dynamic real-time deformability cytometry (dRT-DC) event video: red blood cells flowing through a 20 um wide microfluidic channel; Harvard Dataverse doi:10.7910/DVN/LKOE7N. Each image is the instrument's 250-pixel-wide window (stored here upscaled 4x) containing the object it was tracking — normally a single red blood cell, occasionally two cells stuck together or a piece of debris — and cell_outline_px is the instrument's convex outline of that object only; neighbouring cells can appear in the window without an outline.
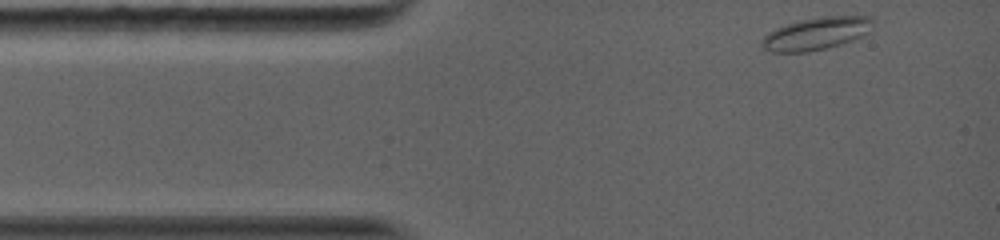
{"species": "common noctule bat (a hibernating species)", "species_latin": "Nyctalus noctula", "temperature_condition": "warm", "stored_images_in_passage": 38, "camera_frame_rate_fps": 5000, "um_per_image_px": 0.085, "animal": {"sex": "female", "body_mass_g": 19.0, "forearm_length_mm": 56.7}, "frame": {"image": 1, "passage_image": 1, "time_ms": 0.0, "image_size_px": [1000, 240], "cell_outline_px": [[872, 20], [868, 32], [852, 40], [840, 44], [808, 52], [772, 52], [764, 48], [760, 44], [760, 40], [768, 32], [776, 28], [800, 20], [824, 16], [872, 16]], "centroid_in_image_um": [69.33, 2.85], "position_along_channel_um": 15.7, "area_um2": 20.75}}
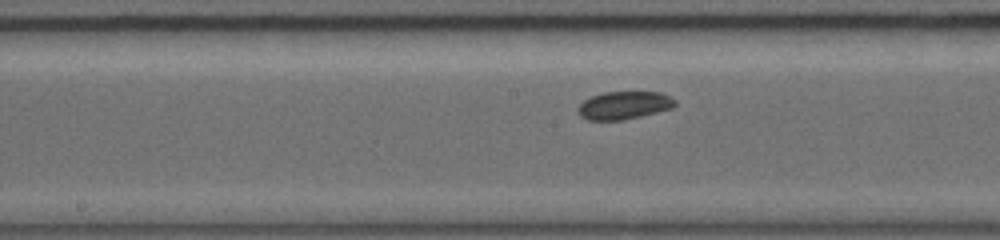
{"frame": {"image": 2, "passage_image": 18, "time_ms": 5.6, "image_size_px": [1000, 240], "cell_outline_px": [[676, 104], [672, 108], [624, 120], [588, 120], [580, 116], [576, 112], [576, 108], [584, 100], [592, 96], [604, 92], [660, 92], [676, 100]], "centroid_in_image_um": [53.0, 8.95], "position_along_channel_um": 195.2, "area_um2": 15.78}}
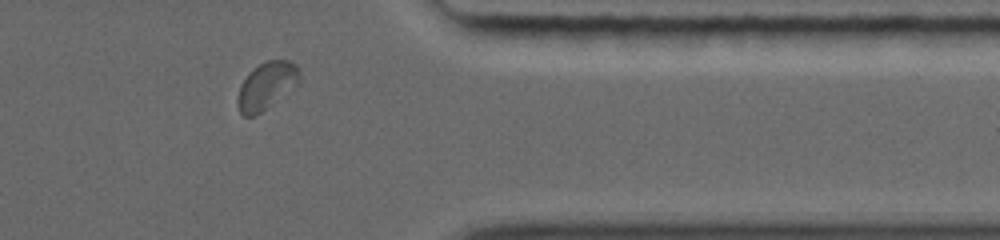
{"frame": {"image": 3, "passage_image": 33, "time_ms": 10.6, "image_size_px": [1000, 240], "cell_outline_px": [[300, 80], [296, 84], [260, 112], [252, 116], [244, 116], [240, 112], [236, 104], [236, 100], [240, 84], [260, 64], [268, 60], [288, 60], [296, 64], [300, 72]], "centroid_in_image_um": [22.63, 7.28], "position_along_channel_um": 388.8, "area_um2": 16.42}, "authors_computed_cell_mechanics": {"area_um2": 16.473, "velocity_mm_per_s": 4.0651, "shape_relaxation_time_tau1_ms": 3.7155, "shape_relaxation_time_tau2_ms": 1.1183, "deformation_change_tau1": 0.0744, "deformation_change_tau2": 0.0315}}